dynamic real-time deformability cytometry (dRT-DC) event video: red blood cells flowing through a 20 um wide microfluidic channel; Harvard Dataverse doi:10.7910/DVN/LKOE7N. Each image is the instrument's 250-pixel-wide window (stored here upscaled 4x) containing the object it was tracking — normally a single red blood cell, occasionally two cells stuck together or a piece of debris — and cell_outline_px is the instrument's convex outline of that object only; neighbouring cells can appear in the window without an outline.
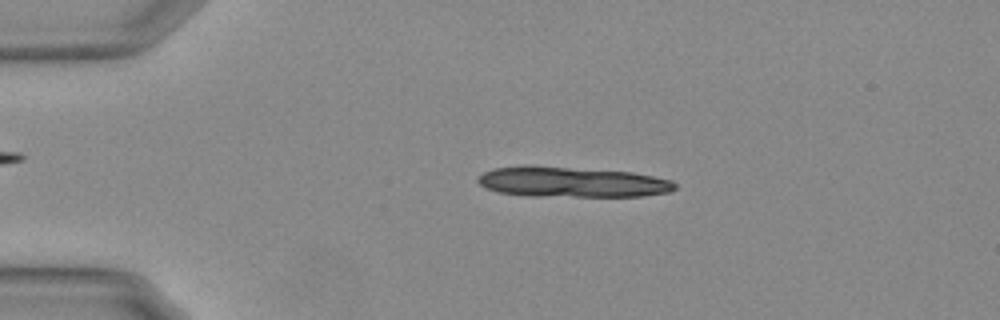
{"species": "Egyptian fruit bat (a non-hibernating species)", "species_latin": "Rousettus aegyptiacus", "temperature_condition": "warm", "stored_images_in_passage": 12, "camera_frame_rate_fps": 3000, "um_per_image_px": 0.085, "animal": {"sex": "female"}, "frame": {"image": 1, "passage_image": 7, "time_ms": 2.0, "image_size_px": [1000, 320], "cell_outline_px": [[676, 188], [668, 192], [640, 196], [528, 196], [500, 192], [488, 188], [480, 184], [476, 180], [484, 172], [496, 168], [524, 164], [532, 164], [632, 172], [672, 180], [676, 184]], "centroid_in_image_um": [48.59, 15.45], "position_along_channel_um": 36.4, "area_um2": 35.08}}